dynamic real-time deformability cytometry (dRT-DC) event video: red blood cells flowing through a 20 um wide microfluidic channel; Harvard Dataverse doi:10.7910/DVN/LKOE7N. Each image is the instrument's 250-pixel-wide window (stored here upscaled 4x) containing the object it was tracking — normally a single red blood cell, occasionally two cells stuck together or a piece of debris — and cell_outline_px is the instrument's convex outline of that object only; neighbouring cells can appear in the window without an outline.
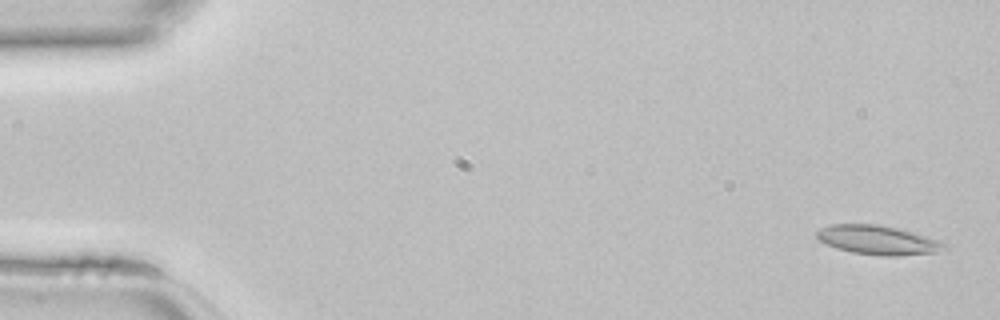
{"species": "common noctule bat (a hibernating species)", "species_latin": "Nyctalus noctula", "temperature_condition": "room temperature", "stored_images_in_passage": 46, "camera_frame_rate_fps": 3000, "um_per_image_px": 0.085, "animal": {"sex": "female", "body_mass_g": 22.7, "forearm_length_mm": 54.2}, "frame": {"image": 1, "passage_image": 2, "time_ms": 0.333, "image_size_px": [1000, 320], "cell_outline_px": [[948, 248], [936, 252], [896, 256], [880, 256], [852, 252], [836, 248], [820, 240], [816, 236], [816, 232], [820, 228], [828, 224], [880, 224], [900, 228], [940, 240], [948, 244]], "centroid_in_image_um": [74.65, 20.39], "position_along_channel_um": 10.3, "area_um2": 21.91}}
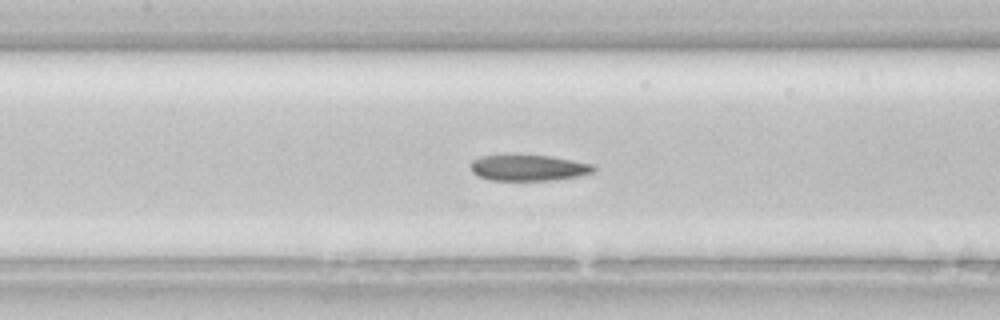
{"frame": {"image": 2, "passage_image": 21, "time_ms": 6.667, "image_size_px": [1000, 320], "cell_outline_px": [[596, 168], [592, 172], [576, 176], [552, 180], [492, 180], [480, 176], [472, 172], [472, 160], [480, 156], [504, 152], [552, 156], [596, 164]], "centroid_in_image_um": [44.9, 14.2], "position_along_channel_um": 162.5, "area_um2": 19.31}}
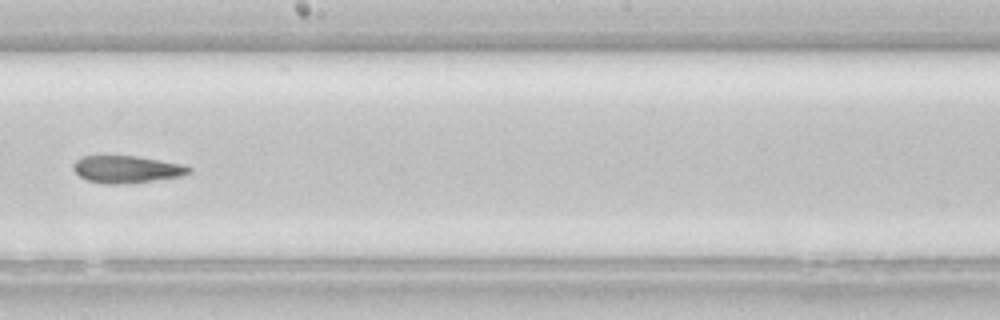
{"frame": {"image": 3, "passage_image": 26, "time_ms": 8.333, "image_size_px": [1000, 320], "cell_outline_px": [[192, 172], [180, 176], [152, 180], [120, 184], [104, 184], [88, 180], [80, 176], [72, 168], [72, 164], [80, 156], [104, 152], [136, 156], [184, 164], [192, 168]], "centroid_in_image_um": [10.69, 14.33], "position_along_channel_um": 237.5, "area_um2": 19.07}}